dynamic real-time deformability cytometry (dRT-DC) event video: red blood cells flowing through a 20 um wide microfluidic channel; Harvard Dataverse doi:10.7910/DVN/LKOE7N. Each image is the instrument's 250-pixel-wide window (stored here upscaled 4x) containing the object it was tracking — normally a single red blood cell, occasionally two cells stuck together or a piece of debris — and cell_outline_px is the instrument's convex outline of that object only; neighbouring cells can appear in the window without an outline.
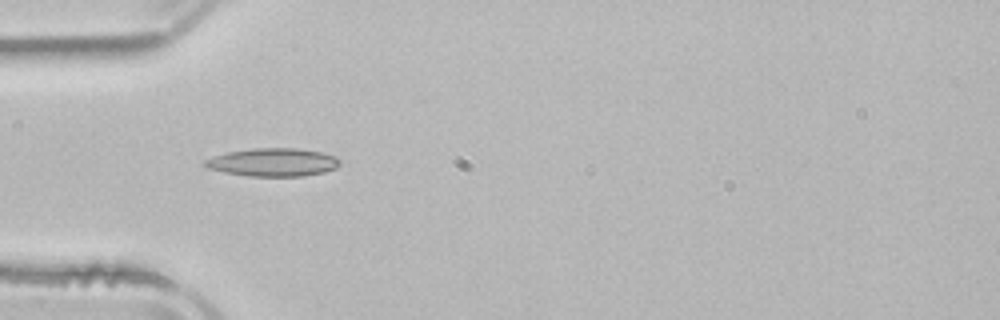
{"species": "common noctule bat (a hibernating species)", "species_latin": "Nyctalus noctula", "temperature_condition": "room temperature", "stored_images_in_passage": 5, "camera_frame_rate_fps": 3000, "um_per_image_px": 0.085, "animal": {"sex": "male", "body_mass_g": 21.5, "forearm_length_mm": 52.0}, "frame": {"image": 1, "passage_image": 4, "time_ms": 4.0, "image_size_px": [1000, 320], "cell_outline_px": [[340, 164], [336, 168], [324, 172], [304, 176], [252, 176], [224, 172], [208, 168], [204, 164], [204, 160], [212, 156], [228, 152], [252, 148], [300, 148], [324, 152], [336, 156], [340, 160]], "centroid_in_image_um": [23.25, 13.78], "position_along_channel_um": 61.8, "area_um2": 22.25}}
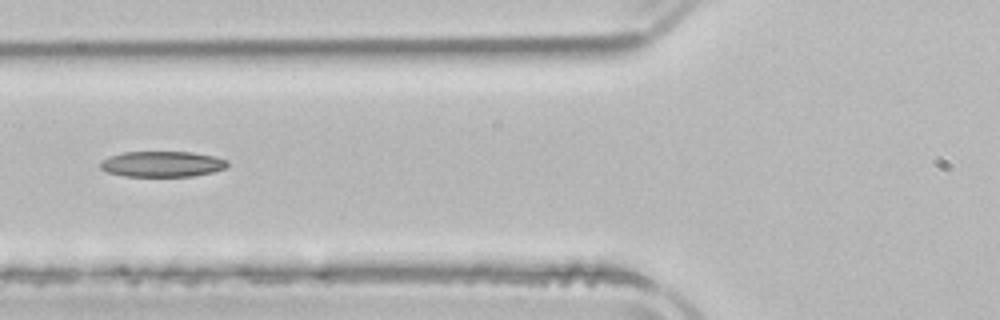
{"frame": {"image": 2, "passage_image": 5, "time_ms": 5.333, "image_size_px": [1000, 320], "cell_outline_px": [[228, 164], [224, 168], [212, 172], [192, 176], [124, 176], [108, 172], [100, 168], [100, 160], [108, 156], [124, 152], [192, 152], [212, 156], [228, 160]], "centroid_in_image_um": [13.74, 13.94], "position_along_channel_um": 112.1, "area_um2": 18.96}}